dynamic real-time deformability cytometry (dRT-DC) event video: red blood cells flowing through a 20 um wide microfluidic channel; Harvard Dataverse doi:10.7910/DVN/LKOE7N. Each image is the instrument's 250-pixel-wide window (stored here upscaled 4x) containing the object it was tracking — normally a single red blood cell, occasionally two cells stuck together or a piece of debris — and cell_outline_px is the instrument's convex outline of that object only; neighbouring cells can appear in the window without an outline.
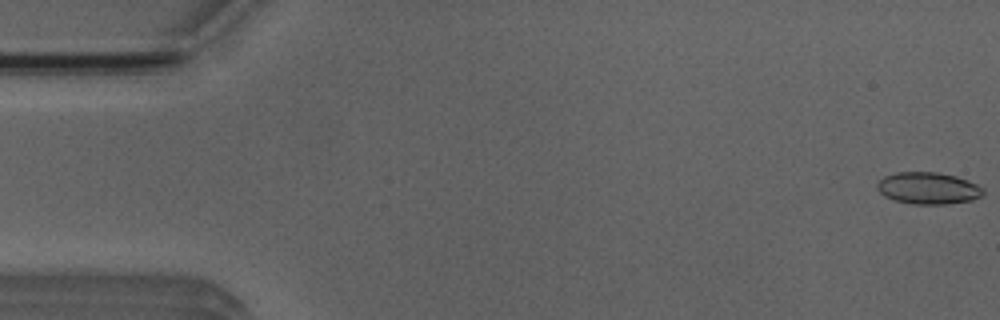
{"species": "Egyptian fruit bat (a non-hibernating species)", "species_latin": "Rousettus aegyptiacus", "temperature_condition": "room temperature", "stored_images_in_passage": 9, "camera_frame_rate_fps": 3000, "um_per_image_px": 0.085, "animal": {"sex": "male"}, "frame": {"image": 1, "passage_image": 1, "time_ms": 0.0, "image_size_px": [1000, 320], "cell_outline_px": [[984, 192], [980, 196], [972, 200], [948, 204], [912, 204], [896, 200], [884, 196], [876, 188], [876, 184], [884, 176], [896, 172], [936, 172], [956, 176], [968, 180], [984, 188]], "centroid_in_image_um": [78.89, 15.99], "position_along_channel_um": 6.1, "area_um2": 19.71}}